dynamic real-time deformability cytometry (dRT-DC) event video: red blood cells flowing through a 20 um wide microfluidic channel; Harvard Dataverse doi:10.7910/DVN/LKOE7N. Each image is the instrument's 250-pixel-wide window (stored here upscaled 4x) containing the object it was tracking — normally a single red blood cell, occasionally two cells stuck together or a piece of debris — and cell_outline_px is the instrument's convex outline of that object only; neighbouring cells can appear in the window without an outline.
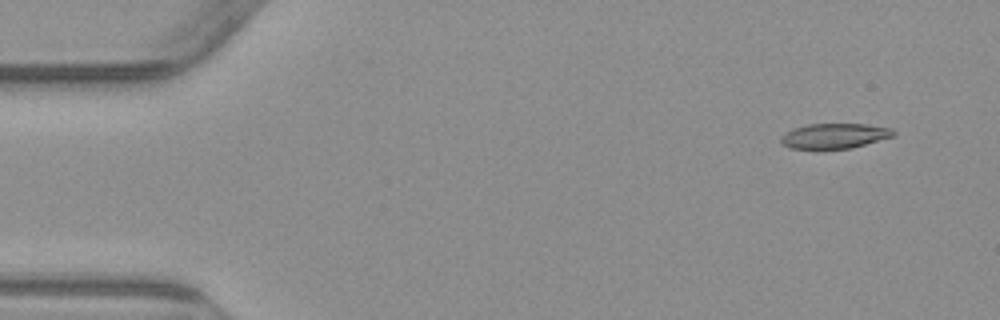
{"species": "common noctule bat (a hibernating species)", "species_latin": "Nyctalus noctula", "temperature_condition": "warm", "stored_images_in_passage": 4, "camera_frame_rate_fps": 3000, "um_per_image_px": 0.085, "animal": {"sex": "male", "body_mass_g": 23.1, "forearm_length_mm": 52.7}, "frame": {"image": 1, "passage_image": 1, "time_ms": 0.0, "image_size_px": [1000, 320], "cell_outline_px": [[896, 136], [852, 148], [820, 152], [816, 152], [788, 148], [780, 140], [780, 136], [784, 132], [792, 128], [808, 124], [868, 124], [892, 128], [896, 132]], "centroid_in_image_um": [70.89, 11.6], "position_along_channel_um": 14.1, "area_um2": 17.57}}
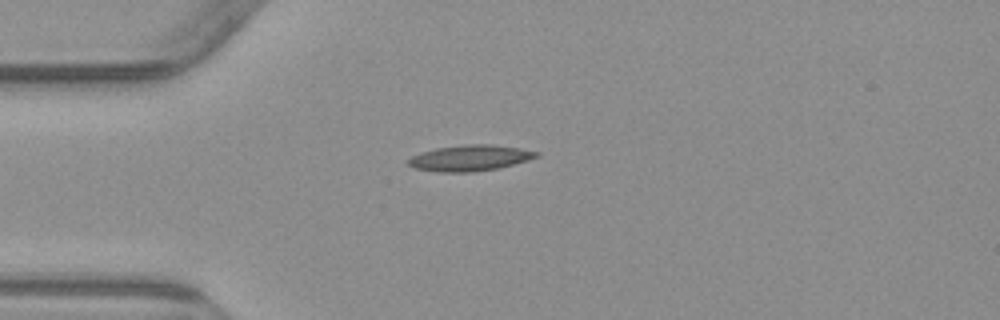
{"frame": {"image": 2, "passage_image": 4, "time_ms": 3.333, "image_size_px": [1000, 320], "cell_outline_px": [[540, 156], [528, 160], [496, 168], [472, 172], [440, 172], [416, 168], [408, 164], [408, 160], [412, 156], [420, 152], [436, 148], [464, 144], [492, 144], [520, 148], [540, 152]], "centroid_in_image_um": [39.96, 13.41], "position_along_channel_um": 45.0, "area_um2": 19.25}}